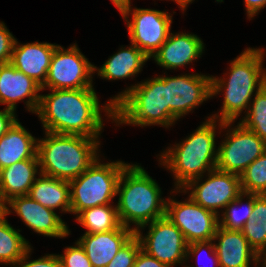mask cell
I'll return each instance as SVG.
<instances>
[{
	"mask_svg": "<svg viewBox=\"0 0 266 267\" xmlns=\"http://www.w3.org/2000/svg\"><path fill=\"white\" fill-rule=\"evenodd\" d=\"M50 91L40 95L35 113L46 132L99 138L104 127L102 110L114 120V105L107 101L101 108L94 88Z\"/></svg>",
	"mask_w": 266,
	"mask_h": 267,
	"instance_id": "6da1fadb",
	"label": "cell"
},
{
	"mask_svg": "<svg viewBox=\"0 0 266 267\" xmlns=\"http://www.w3.org/2000/svg\"><path fill=\"white\" fill-rule=\"evenodd\" d=\"M264 53L263 48H246L230 62L227 78L211 75V97L224 92L220 115L215 113L210 116L211 119L235 122L243 110L247 112L251 97L262 88L266 78Z\"/></svg>",
	"mask_w": 266,
	"mask_h": 267,
	"instance_id": "7a4b0ae2",
	"label": "cell"
},
{
	"mask_svg": "<svg viewBox=\"0 0 266 267\" xmlns=\"http://www.w3.org/2000/svg\"><path fill=\"white\" fill-rule=\"evenodd\" d=\"M207 117L197 129L182 142L174 144L159 155L160 165L170 170L175 179V189H181L189 181L203 176L216 168V129L222 121Z\"/></svg>",
	"mask_w": 266,
	"mask_h": 267,
	"instance_id": "3957f363",
	"label": "cell"
},
{
	"mask_svg": "<svg viewBox=\"0 0 266 267\" xmlns=\"http://www.w3.org/2000/svg\"><path fill=\"white\" fill-rule=\"evenodd\" d=\"M156 180L138 164H128L118 185L117 212L121 225L136 232L140 227L166 216V201Z\"/></svg>",
	"mask_w": 266,
	"mask_h": 267,
	"instance_id": "277c9868",
	"label": "cell"
},
{
	"mask_svg": "<svg viewBox=\"0 0 266 267\" xmlns=\"http://www.w3.org/2000/svg\"><path fill=\"white\" fill-rule=\"evenodd\" d=\"M99 145V138L45 131V138L37 143L39 172L66 181L75 179L100 156Z\"/></svg>",
	"mask_w": 266,
	"mask_h": 267,
	"instance_id": "5b68a950",
	"label": "cell"
},
{
	"mask_svg": "<svg viewBox=\"0 0 266 267\" xmlns=\"http://www.w3.org/2000/svg\"><path fill=\"white\" fill-rule=\"evenodd\" d=\"M114 122L146 127L160 125L168 128L175 121L169 116L166 96V76H156L131 85L114 96Z\"/></svg>",
	"mask_w": 266,
	"mask_h": 267,
	"instance_id": "8992f818",
	"label": "cell"
},
{
	"mask_svg": "<svg viewBox=\"0 0 266 267\" xmlns=\"http://www.w3.org/2000/svg\"><path fill=\"white\" fill-rule=\"evenodd\" d=\"M99 156L80 176L69 181L71 213L76 216L84 209L110 205L117 194V185L128 163H101Z\"/></svg>",
	"mask_w": 266,
	"mask_h": 267,
	"instance_id": "52a82bcc",
	"label": "cell"
},
{
	"mask_svg": "<svg viewBox=\"0 0 266 267\" xmlns=\"http://www.w3.org/2000/svg\"><path fill=\"white\" fill-rule=\"evenodd\" d=\"M234 121L222 122L220 132L226 130V137L218 146L216 168L221 171L241 175L245 169L266 151V142L250 129ZM231 126V128H230ZM229 128V129H228Z\"/></svg>",
	"mask_w": 266,
	"mask_h": 267,
	"instance_id": "ba28073f",
	"label": "cell"
},
{
	"mask_svg": "<svg viewBox=\"0 0 266 267\" xmlns=\"http://www.w3.org/2000/svg\"><path fill=\"white\" fill-rule=\"evenodd\" d=\"M94 65L80 52L77 44L65 49L58 45L51 57L46 82L41 91L47 89L94 88Z\"/></svg>",
	"mask_w": 266,
	"mask_h": 267,
	"instance_id": "9c48e42d",
	"label": "cell"
},
{
	"mask_svg": "<svg viewBox=\"0 0 266 267\" xmlns=\"http://www.w3.org/2000/svg\"><path fill=\"white\" fill-rule=\"evenodd\" d=\"M171 13L143 8H126L121 15L127 24L131 43L149 59L165 43L171 32ZM131 15V19H128Z\"/></svg>",
	"mask_w": 266,
	"mask_h": 267,
	"instance_id": "30bf717a",
	"label": "cell"
},
{
	"mask_svg": "<svg viewBox=\"0 0 266 267\" xmlns=\"http://www.w3.org/2000/svg\"><path fill=\"white\" fill-rule=\"evenodd\" d=\"M147 226L149 230L143 236L141 231ZM135 234L141 242L142 250L168 267L187 262L188 243L179 228L166 216L143 225Z\"/></svg>",
	"mask_w": 266,
	"mask_h": 267,
	"instance_id": "8fae6325",
	"label": "cell"
},
{
	"mask_svg": "<svg viewBox=\"0 0 266 267\" xmlns=\"http://www.w3.org/2000/svg\"><path fill=\"white\" fill-rule=\"evenodd\" d=\"M208 178L202 181L204 175L189 181L181 189H174L172 193H189V197L201 205L219 215V209L223 210L242 193L240 176L218 170L217 168L206 173ZM182 190V191H181ZM219 208V209H218Z\"/></svg>",
	"mask_w": 266,
	"mask_h": 267,
	"instance_id": "7c38bea8",
	"label": "cell"
},
{
	"mask_svg": "<svg viewBox=\"0 0 266 267\" xmlns=\"http://www.w3.org/2000/svg\"><path fill=\"white\" fill-rule=\"evenodd\" d=\"M219 215L203 208L190 197L185 201H166V217L183 233L188 244L210 241L219 226Z\"/></svg>",
	"mask_w": 266,
	"mask_h": 267,
	"instance_id": "4fadbf2b",
	"label": "cell"
},
{
	"mask_svg": "<svg viewBox=\"0 0 266 267\" xmlns=\"http://www.w3.org/2000/svg\"><path fill=\"white\" fill-rule=\"evenodd\" d=\"M166 96L169 116L176 122L211 97V76L182 74L166 76Z\"/></svg>",
	"mask_w": 266,
	"mask_h": 267,
	"instance_id": "5bb4252c",
	"label": "cell"
},
{
	"mask_svg": "<svg viewBox=\"0 0 266 267\" xmlns=\"http://www.w3.org/2000/svg\"><path fill=\"white\" fill-rule=\"evenodd\" d=\"M2 211L6 215L14 211L35 233L55 238H65L70 235L67 224L54 210L42 206L28 195L11 198L2 206Z\"/></svg>",
	"mask_w": 266,
	"mask_h": 267,
	"instance_id": "9a60e30c",
	"label": "cell"
},
{
	"mask_svg": "<svg viewBox=\"0 0 266 267\" xmlns=\"http://www.w3.org/2000/svg\"><path fill=\"white\" fill-rule=\"evenodd\" d=\"M41 86L32 78L18 71L11 63L0 65V104L16 111L17 102L26 99V108L36 113Z\"/></svg>",
	"mask_w": 266,
	"mask_h": 267,
	"instance_id": "2e32d148",
	"label": "cell"
},
{
	"mask_svg": "<svg viewBox=\"0 0 266 267\" xmlns=\"http://www.w3.org/2000/svg\"><path fill=\"white\" fill-rule=\"evenodd\" d=\"M218 240V241H216ZM219 267H258L263 260L249 245L241 230H227L218 226L213 237ZM258 264V265H257Z\"/></svg>",
	"mask_w": 266,
	"mask_h": 267,
	"instance_id": "e0dca14e",
	"label": "cell"
},
{
	"mask_svg": "<svg viewBox=\"0 0 266 267\" xmlns=\"http://www.w3.org/2000/svg\"><path fill=\"white\" fill-rule=\"evenodd\" d=\"M204 47L203 41L195 34L171 32L152 58L160 67L176 70L198 60L203 54Z\"/></svg>",
	"mask_w": 266,
	"mask_h": 267,
	"instance_id": "ac0fdd59",
	"label": "cell"
},
{
	"mask_svg": "<svg viewBox=\"0 0 266 267\" xmlns=\"http://www.w3.org/2000/svg\"><path fill=\"white\" fill-rule=\"evenodd\" d=\"M57 46L58 44L38 41L19 44L15 39L10 63L42 87L46 82L51 57Z\"/></svg>",
	"mask_w": 266,
	"mask_h": 267,
	"instance_id": "d6986e66",
	"label": "cell"
},
{
	"mask_svg": "<svg viewBox=\"0 0 266 267\" xmlns=\"http://www.w3.org/2000/svg\"><path fill=\"white\" fill-rule=\"evenodd\" d=\"M134 235L132 228L120 225L112 231L83 234L77 241L83 247L92 267H106Z\"/></svg>",
	"mask_w": 266,
	"mask_h": 267,
	"instance_id": "ffe728a7",
	"label": "cell"
},
{
	"mask_svg": "<svg viewBox=\"0 0 266 267\" xmlns=\"http://www.w3.org/2000/svg\"><path fill=\"white\" fill-rule=\"evenodd\" d=\"M38 159H25L0 170V205L15 196L28 195L36 175H40ZM38 173V174H37Z\"/></svg>",
	"mask_w": 266,
	"mask_h": 267,
	"instance_id": "44dd1931",
	"label": "cell"
},
{
	"mask_svg": "<svg viewBox=\"0 0 266 267\" xmlns=\"http://www.w3.org/2000/svg\"><path fill=\"white\" fill-rule=\"evenodd\" d=\"M38 139L17 120L0 138V170L25 159H38Z\"/></svg>",
	"mask_w": 266,
	"mask_h": 267,
	"instance_id": "7402d4cb",
	"label": "cell"
},
{
	"mask_svg": "<svg viewBox=\"0 0 266 267\" xmlns=\"http://www.w3.org/2000/svg\"><path fill=\"white\" fill-rule=\"evenodd\" d=\"M150 60L140 49L134 44L128 47H122L117 53L113 54L99 68L94 66V72L106 80H120L130 78L139 74L144 64Z\"/></svg>",
	"mask_w": 266,
	"mask_h": 267,
	"instance_id": "603a6c76",
	"label": "cell"
},
{
	"mask_svg": "<svg viewBox=\"0 0 266 267\" xmlns=\"http://www.w3.org/2000/svg\"><path fill=\"white\" fill-rule=\"evenodd\" d=\"M40 177V178H39ZM28 194L46 208L71 213V194L69 181L49 177L40 173Z\"/></svg>",
	"mask_w": 266,
	"mask_h": 267,
	"instance_id": "cb8c5ba5",
	"label": "cell"
},
{
	"mask_svg": "<svg viewBox=\"0 0 266 267\" xmlns=\"http://www.w3.org/2000/svg\"><path fill=\"white\" fill-rule=\"evenodd\" d=\"M6 213L0 212V263L16 265L31 247L29 241L14 229L6 220Z\"/></svg>",
	"mask_w": 266,
	"mask_h": 267,
	"instance_id": "d4e9b609",
	"label": "cell"
},
{
	"mask_svg": "<svg viewBox=\"0 0 266 267\" xmlns=\"http://www.w3.org/2000/svg\"><path fill=\"white\" fill-rule=\"evenodd\" d=\"M76 221L87 229L84 234L112 231L121 225L117 207L112 204L84 209L76 216Z\"/></svg>",
	"mask_w": 266,
	"mask_h": 267,
	"instance_id": "484cf974",
	"label": "cell"
},
{
	"mask_svg": "<svg viewBox=\"0 0 266 267\" xmlns=\"http://www.w3.org/2000/svg\"><path fill=\"white\" fill-rule=\"evenodd\" d=\"M247 197L243 210H239L243 200ZM254 206V194L242 192L235 201L230 202L225 207V212L219 218V226L227 230H241L246 223L251 220L252 209ZM241 212V213H240Z\"/></svg>",
	"mask_w": 266,
	"mask_h": 267,
	"instance_id": "4316f807",
	"label": "cell"
},
{
	"mask_svg": "<svg viewBox=\"0 0 266 267\" xmlns=\"http://www.w3.org/2000/svg\"><path fill=\"white\" fill-rule=\"evenodd\" d=\"M251 102L239 123L266 142V92L261 88Z\"/></svg>",
	"mask_w": 266,
	"mask_h": 267,
	"instance_id": "83f0119b",
	"label": "cell"
},
{
	"mask_svg": "<svg viewBox=\"0 0 266 267\" xmlns=\"http://www.w3.org/2000/svg\"><path fill=\"white\" fill-rule=\"evenodd\" d=\"M244 193L264 195L266 192V151L240 175Z\"/></svg>",
	"mask_w": 266,
	"mask_h": 267,
	"instance_id": "f1b7e54d",
	"label": "cell"
},
{
	"mask_svg": "<svg viewBox=\"0 0 266 267\" xmlns=\"http://www.w3.org/2000/svg\"><path fill=\"white\" fill-rule=\"evenodd\" d=\"M249 245L264 261L266 259V223L256 224L250 220L241 229Z\"/></svg>",
	"mask_w": 266,
	"mask_h": 267,
	"instance_id": "f546056e",
	"label": "cell"
},
{
	"mask_svg": "<svg viewBox=\"0 0 266 267\" xmlns=\"http://www.w3.org/2000/svg\"><path fill=\"white\" fill-rule=\"evenodd\" d=\"M142 249L141 242L135 234L114 256L106 267H133L139 251Z\"/></svg>",
	"mask_w": 266,
	"mask_h": 267,
	"instance_id": "4dcf8cb0",
	"label": "cell"
},
{
	"mask_svg": "<svg viewBox=\"0 0 266 267\" xmlns=\"http://www.w3.org/2000/svg\"><path fill=\"white\" fill-rule=\"evenodd\" d=\"M58 257L62 267H92L83 247L77 241L74 246H68L64 250V254Z\"/></svg>",
	"mask_w": 266,
	"mask_h": 267,
	"instance_id": "1f68e13d",
	"label": "cell"
},
{
	"mask_svg": "<svg viewBox=\"0 0 266 267\" xmlns=\"http://www.w3.org/2000/svg\"><path fill=\"white\" fill-rule=\"evenodd\" d=\"M31 251L32 247L25 252L14 267H62L60 259L56 254H46L38 259L29 260Z\"/></svg>",
	"mask_w": 266,
	"mask_h": 267,
	"instance_id": "d6a6232c",
	"label": "cell"
},
{
	"mask_svg": "<svg viewBox=\"0 0 266 267\" xmlns=\"http://www.w3.org/2000/svg\"><path fill=\"white\" fill-rule=\"evenodd\" d=\"M212 241L213 240L193 242V243L188 244L187 253H186V256H187L186 260H189L191 255H192L191 257L196 256V259H198V258H200V255L204 250H206V251L208 250L206 255L208 254L209 256H212V258H213L212 260L214 262V263L212 262V264H215L214 266L219 267V262H218V257H217V253L215 250V245ZM187 267H206V266L201 265V266H187Z\"/></svg>",
	"mask_w": 266,
	"mask_h": 267,
	"instance_id": "836d02e7",
	"label": "cell"
},
{
	"mask_svg": "<svg viewBox=\"0 0 266 267\" xmlns=\"http://www.w3.org/2000/svg\"><path fill=\"white\" fill-rule=\"evenodd\" d=\"M15 39L5 23L0 22V65L10 63Z\"/></svg>",
	"mask_w": 266,
	"mask_h": 267,
	"instance_id": "e575fe53",
	"label": "cell"
},
{
	"mask_svg": "<svg viewBox=\"0 0 266 267\" xmlns=\"http://www.w3.org/2000/svg\"><path fill=\"white\" fill-rule=\"evenodd\" d=\"M251 220L256 224L266 223V196L254 194V206Z\"/></svg>",
	"mask_w": 266,
	"mask_h": 267,
	"instance_id": "d590c367",
	"label": "cell"
},
{
	"mask_svg": "<svg viewBox=\"0 0 266 267\" xmlns=\"http://www.w3.org/2000/svg\"><path fill=\"white\" fill-rule=\"evenodd\" d=\"M15 111L4 108L0 111V138L3 137L12 125L18 120Z\"/></svg>",
	"mask_w": 266,
	"mask_h": 267,
	"instance_id": "8d00e7d4",
	"label": "cell"
},
{
	"mask_svg": "<svg viewBox=\"0 0 266 267\" xmlns=\"http://www.w3.org/2000/svg\"><path fill=\"white\" fill-rule=\"evenodd\" d=\"M133 267H168L154 257L148 255L142 249L139 251Z\"/></svg>",
	"mask_w": 266,
	"mask_h": 267,
	"instance_id": "74e56055",
	"label": "cell"
},
{
	"mask_svg": "<svg viewBox=\"0 0 266 267\" xmlns=\"http://www.w3.org/2000/svg\"><path fill=\"white\" fill-rule=\"evenodd\" d=\"M245 9L248 18H254L261 9L266 7V0H244Z\"/></svg>",
	"mask_w": 266,
	"mask_h": 267,
	"instance_id": "f35d334b",
	"label": "cell"
},
{
	"mask_svg": "<svg viewBox=\"0 0 266 267\" xmlns=\"http://www.w3.org/2000/svg\"><path fill=\"white\" fill-rule=\"evenodd\" d=\"M115 7H117L120 14L131 6V0H111Z\"/></svg>",
	"mask_w": 266,
	"mask_h": 267,
	"instance_id": "ab89813d",
	"label": "cell"
},
{
	"mask_svg": "<svg viewBox=\"0 0 266 267\" xmlns=\"http://www.w3.org/2000/svg\"><path fill=\"white\" fill-rule=\"evenodd\" d=\"M171 1L176 2V4L180 6L179 8H181L182 11H185L188 5L192 3V1L194 0H171Z\"/></svg>",
	"mask_w": 266,
	"mask_h": 267,
	"instance_id": "60d3db41",
	"label": "cell"
},
{
	"mask_svg": "<svg viewBox=\"0 0 266 267\" xmlns=\"http://www.w3.org/2000/svg\"><path fill=\"white\" fill-rule=\"evenodd\" d=\"M262 89L266 92V78H265V80L263 82Z\"/></svg>",
	"mask_w": 266,
	"mask_h": 267,
	"instance_id": "b9f144b4",
	"label": "cell"
}]
</instances>
